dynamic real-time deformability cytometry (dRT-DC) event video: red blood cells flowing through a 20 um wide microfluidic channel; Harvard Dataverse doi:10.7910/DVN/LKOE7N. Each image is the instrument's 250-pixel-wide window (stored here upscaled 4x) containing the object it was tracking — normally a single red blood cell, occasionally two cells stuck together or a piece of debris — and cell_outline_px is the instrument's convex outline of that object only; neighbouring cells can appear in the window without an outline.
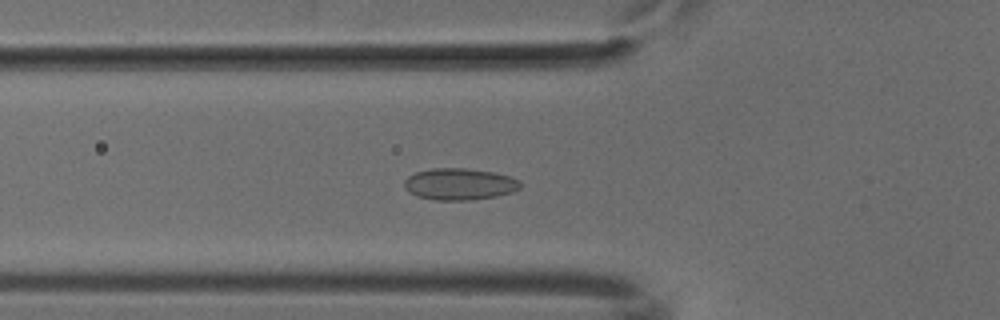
{"species": "common noctule bat (a hibernating species)", "species_latin": "Nyctalus noctula", "temperature_condition": "cold", "stored_images_in_passage": 53, "camera_frame_rate_fps": 3000, "um_per_image_px": 0.085, "animal": {"sex": "male", "body_mass_g": 18.8}, "frame": {"image": 1, "passage_image": 19, "time_ms": 6.0, "image_size_px": [1000, 320], "cell_outline_px": [[520, 188], [512, 192], [496, 196], [468, 200], [436, 200], [416, 196], [408, 192], [404, 188], [404, 180], [408, 176], [416, 172], [432, 168], [464, 168], [492, 172], [508, 176], [520, 180]], "centroid_in_image_um": [39.02, 15.65], "position_along_channel_um": 86.8, "area_um2": 21.39}}
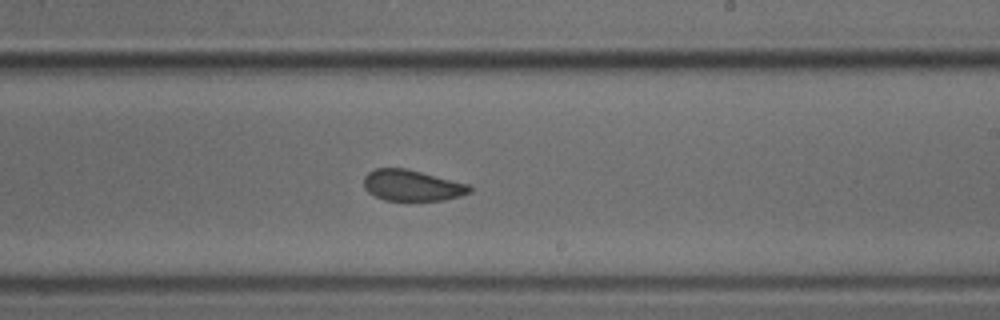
{"frame": {"image": 2, "passage_image": 32, "time_ms": 10.333, "image_size_px": [1000, 320], "cell_outline_px": [[472, 192], [460, 196], [444, 200], [384, 200], [368, 192], [364, 188], [364, 176], [368, 172], [376, 168], [408, 168], [468, 184], [472, 188]], "centroid_in_image_um": [35.02, 15.75], "position_along_channel_um": 254.0, "area_um2": 19.19}}
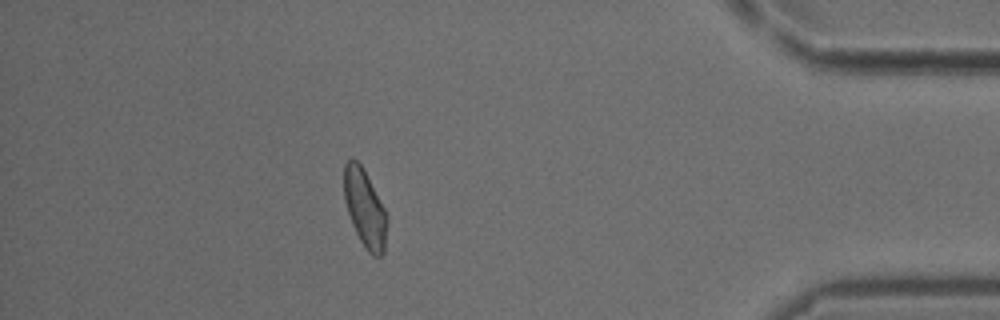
{"frame": {"image": 3, "passage_image": 47, "time_ms": 15.333, "image_size_px": [1000, 320], "cell_outline_px": [[388, 220], [384, 252], [380, 256], [372, 256], [368, 252], [360, 240], [352, 224], [344, 200], [344, 164], [352, 156], [360, 164], [384, 208], [388, 216]], "centroid_in_image_um": [31.01, 17.73], "position_along_channel_um": 404.2, "area_um2": 19.31}}